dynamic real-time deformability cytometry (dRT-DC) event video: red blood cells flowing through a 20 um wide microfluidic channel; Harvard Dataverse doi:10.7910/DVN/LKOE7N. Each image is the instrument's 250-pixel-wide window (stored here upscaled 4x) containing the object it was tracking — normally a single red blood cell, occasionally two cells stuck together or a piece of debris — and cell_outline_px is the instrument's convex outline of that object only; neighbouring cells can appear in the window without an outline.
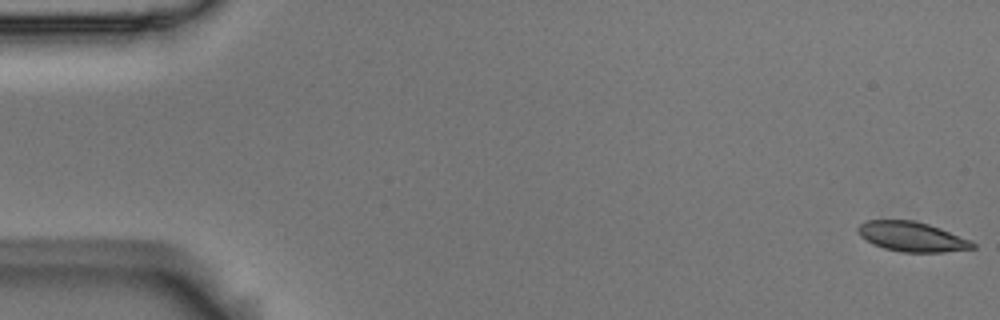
{"species": "Egyptian fruit bat (a non-hibernating species)", "species_latin": "Rousettus aegyptiacus", "temperature_condition": "room temperature", "stored_images_in_passage": 56, "camera_frame_rate_fps": 3000, "um_per_image_px": 0.085, "animal": {"sex": "male"}, "frame": {"image": 1, "passage_image": 1, "time_ms": 0.0, "image_size_px": [1000, 320], "cell_outline_px": [[976, 248], [944, 252], [900, 252], [884, 248], [872, 244], [860, 236], [856, 232], [856, 228], [864, 220], [912, 220], [928, 224], [940, 228], [972, 240], [976, 244]], "centroid_in_image_um": [77.5, 20.12], "position_along_channel_um": 7.5, "area_um2": 20.11}}
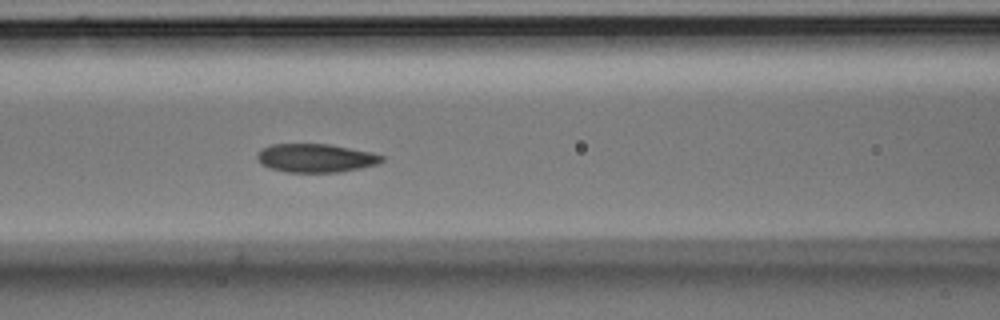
{"frame": {"image": 2, "passage_image": 24, "time_ms": 7.667, "image_size_px": [1000, 320], "cell_outline_px": [[384, 160], [376, 164], [360, 168], [340, 172], [288, 172], [268, 168], [256, 156], [264, 148], [272, 144], [328, 144], [372, 152], [384, 156]], "centroid_in_image_um": [26.88, 13.43], "position_along_channel_um": 139.7, "area_um2": 20.46}}
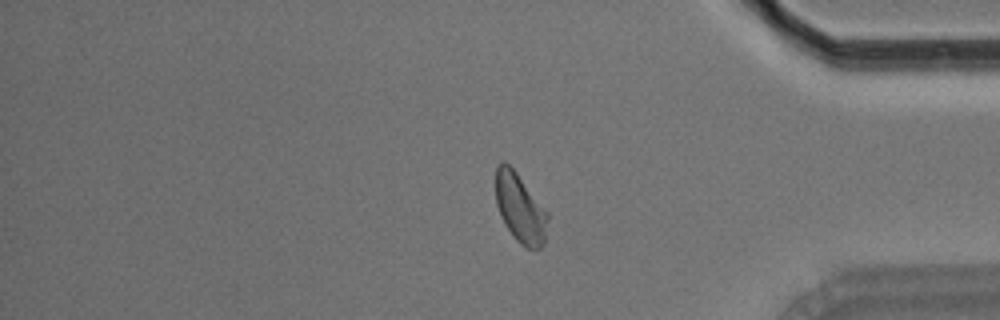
{"frame": {"image": 3, "passage_image": 47, "time_ms": 15.333, "image_size_px": [1000, 320], "cell_outline_px": [[548, 220], [544, 244], [540, 248], [524, 248], [512, 236], [504, 224], [500, 216], [496, 204], [496, 168], [504, 160], [516, 172], [548, 212]], "centroid_in_image_um": [44.21, 17.73], "position_along_channel_um": 391.0, "area_um2": 20.92}, "authors_computed_cell_mechanics": {"area_um2": 20.808, "velocity_mm_per_s": 3.5698, "shape_relaxation_time_tau1_ms": 3.3571, "shape_relaxation_time_tau2_ms": 0.9707, "deformation_change_tau1": 0.099, "deformation_change_tau2": 0.0427}}